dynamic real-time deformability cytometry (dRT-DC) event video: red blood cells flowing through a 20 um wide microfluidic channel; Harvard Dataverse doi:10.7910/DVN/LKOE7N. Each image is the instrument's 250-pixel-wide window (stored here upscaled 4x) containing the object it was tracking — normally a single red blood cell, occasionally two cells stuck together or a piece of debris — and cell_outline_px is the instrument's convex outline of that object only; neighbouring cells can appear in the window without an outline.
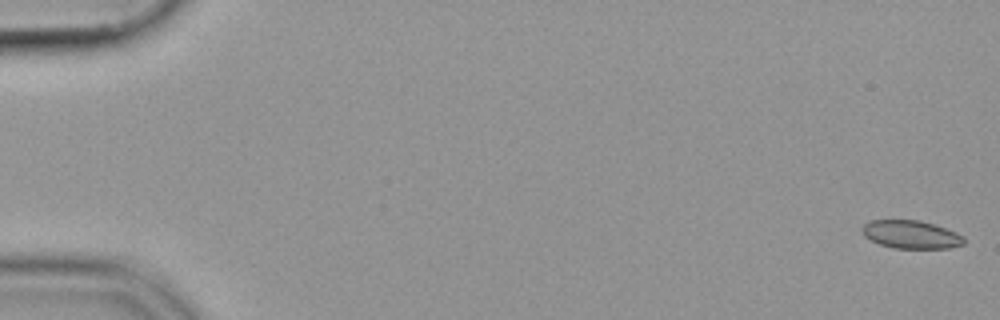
{"species": "common noctule bat (a hibernating species)", "species_latin": "Nyctalus noctula", "temperature_condition": "cold", "stored_images_in_passage": 55, "camera_frame_rate_fps": 3000, "um_per_image_px": 0.085, "animal": {"sex": "female", "body_mass_g": 19.9}, "frame": {"image": 1, "passage_image": 1, "time_ms": 0.0, "image_size_px": [1000, 320], "cell_outline_px": [[964, 244], [948, 248], [892, 248], [868, 240], [864, 236], [860, 228], [868, 220], [920, 220], [956, 232], [964, 236]], "centroid_in_image_um": [77.38, 19.93], "position_along_channel_um": 7.6, "area_um2": 16.76}}
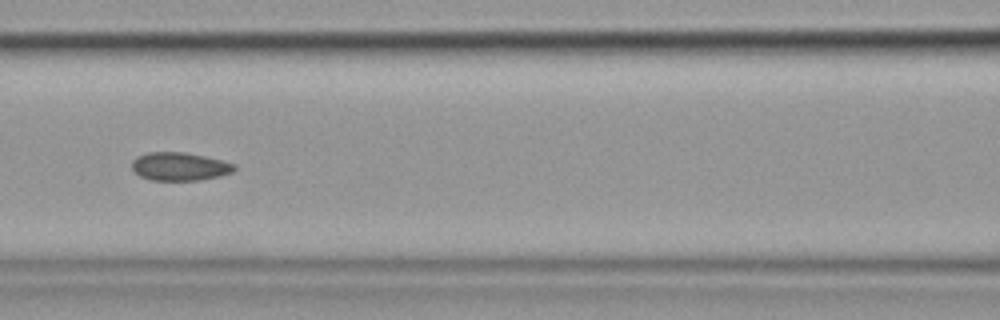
{"frame": {"image": 2, "passage_image": 25, "time_ms": 8.0, "image_size_px": [1000, 320], "cell_outline_px": [[236, 168], [232, 172], [200, 180], [152, 180], [140, 176], [132, 168], [132, 160], [136, 156], [148, 152], [184, 152], [204, 156], [236, 164]], "centroid_in_image_um": [15.24, 14.14], "position_along_channel_um": 151.4, "area_um2": 16.7}}
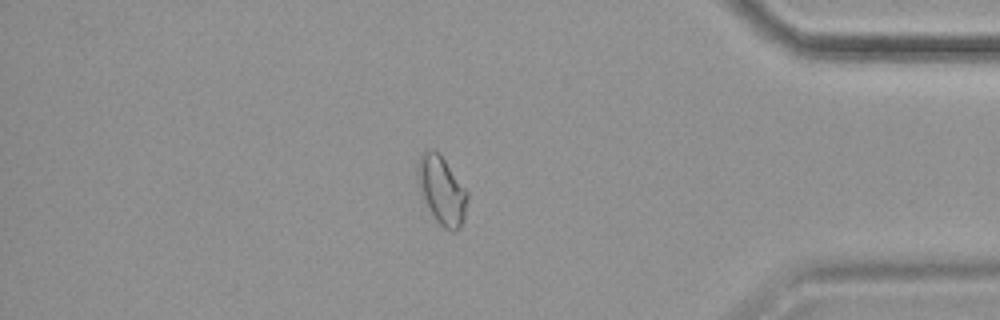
{"frame": {"image": 3, "passage_image": 47, "time_ms": 15.333, "image_size_px": [1000, 320], "cell_outline_px": [[468, 196], [464, 220], [460, 228], [456, 232], [452, 232], [444, 228], [436, 220], [424, 196], [416, 176], [416, 164], [420, 152], [432, 148], [436, 148], [440, 152], [468, 192]], "centroid_in_image_um": [37.56, 16.1], "position_along_channel_um": 397.6, "area_um2": 19.88}}